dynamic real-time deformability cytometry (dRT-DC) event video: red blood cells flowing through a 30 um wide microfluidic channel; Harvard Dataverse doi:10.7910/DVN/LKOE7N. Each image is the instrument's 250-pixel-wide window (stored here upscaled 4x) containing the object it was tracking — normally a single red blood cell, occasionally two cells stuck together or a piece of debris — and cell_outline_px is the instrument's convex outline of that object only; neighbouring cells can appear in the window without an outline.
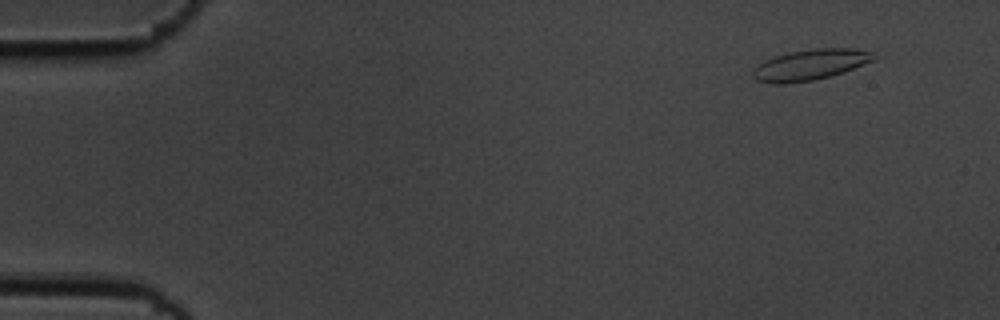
{"species": "common noctule bat (a hibernating species)", "species_latin": "Nyctalus noctula", "temperature_condition": "cold", "stored_images_in_passage": 6, "camera_frame_rate_fps": 3000, "um_per_image_px": 0.085, "animal": {"sex": "male", "body_mass_g": 19.5, "forearm_length_mm": 54.6}, "frame": {"image": 1, "passage_image": 2, "time_ms": 0.333, "image_size_px": [1000, 320], "cell_outline_px": [[884, 56], [876, 60], [844, 72], [832, 76], [812, 80], [784, 84], [772, 84], [756, 80], [752, 76], [752, 72], [764, 60], [788, 52], [816, 48], [852, 48], [872, 52]], "centroid_in_image_um": [68.96, 5.5], "position_along_channel_um": 16.0, "area_um2": 21.96}}